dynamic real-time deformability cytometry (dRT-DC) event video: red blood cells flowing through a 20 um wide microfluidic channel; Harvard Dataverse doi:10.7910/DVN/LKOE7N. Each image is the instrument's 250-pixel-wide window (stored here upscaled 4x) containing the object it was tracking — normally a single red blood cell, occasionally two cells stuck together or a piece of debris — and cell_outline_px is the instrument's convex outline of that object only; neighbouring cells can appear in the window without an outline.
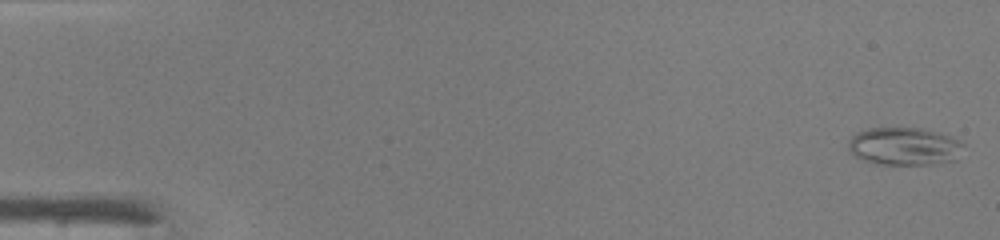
{"species": "common noctule bat (a hibernating species)", "species_latin": "Nyctalus noctula", "temperature_condition": "warm", "stored_images_in_passage": 47, "camera_frame_rate_fps": 3000, "um_per_image_px": 0.085, "animal": {"sex": "male", "body_mass_g": 19.0, "forearm_length_mm": 50.8}, "frame": {"image": 1, "passage_image": 1, "time_ms": 0.0, "image_size_px": [1000, 240], "cell_outline_px": [[964, 144], [956, 160], [932, 164], [876, 164], [860, 160], [848, 152], [848, 140], [856, 132], [868, 128], [920, 128], [940, 132], [960, 140]], "centroid_in_image_um": [76.82, 12.43], "position_along_channel_um": 8.2, "area_um2": 25.72}}
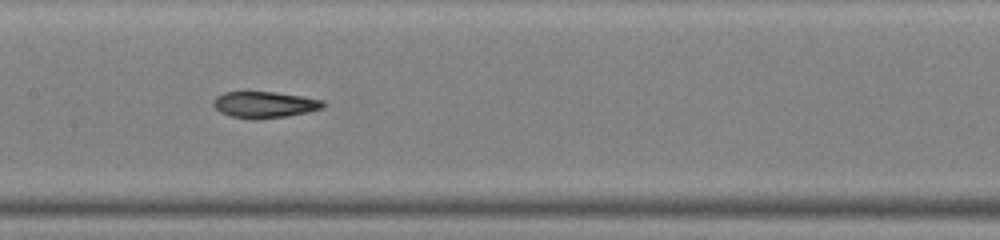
{"frame": {"image": 2, "passage_image": 24, "time_ms": 7.667, "image_size_px": [1000, 240], "cell_outline_px": [[324, 108], [308, 112], [284, 116], [232, 116], [220, 112], [212, 104], [212, 100], [216, 96], [224, 92], [244, 88], [276, 92], [304, 96], [324, 100]], "centroid_in_image_um": [22.46, 8.79], "position_along_channel_um": 184.9, "area_um2": 16.94}}
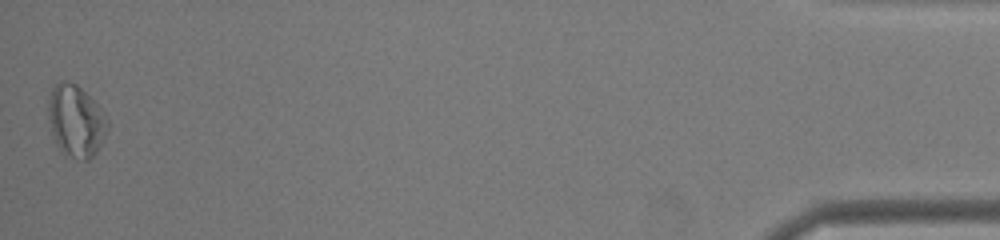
{"frame": {"image": 3, "passage_image": 47, "time_ms": 15.333, "image_size_px": [1000, 240], "cell_outline_px": [[108, 128], [96, 152], [88, 160], [84, 160], [64, 156], [60, 152], [56, 144], [52, 132], [48, 116], [48, 100], [52, 88], [60, 80], [64, 80], [76, 84], [104, 112], [108, 120]], "centroid_in_image_um": [6.43, 10.3], "position_along_channel_um": 428.8, "area_um2": 24.74}, "authors_computed_cell_mechanics": {"area_um2": 18.8428, "velocity_mm_per_s": 4.321, "shape_relaxation_time_tau1_ms": 5.3304, "shape_relaxation_time_tau2_ms": 5.3195, "deformation_change_tau1": 0.1706, "deformation_change_tau2": 0.1453}}